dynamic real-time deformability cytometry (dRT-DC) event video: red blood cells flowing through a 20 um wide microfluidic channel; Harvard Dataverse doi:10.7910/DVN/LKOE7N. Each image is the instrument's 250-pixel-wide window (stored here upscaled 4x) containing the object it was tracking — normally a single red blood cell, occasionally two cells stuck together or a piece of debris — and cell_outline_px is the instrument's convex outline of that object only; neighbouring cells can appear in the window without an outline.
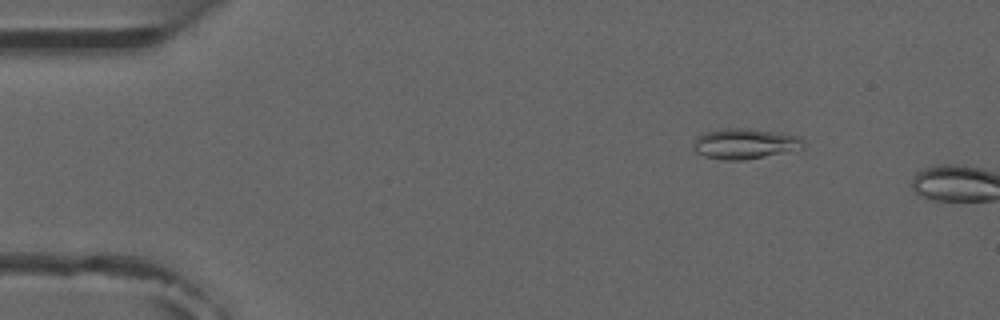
{"species": "common noctule bat (a hibernating species)", "species_latin": "Nyctalus noctula", "temperature_condition": "room temperature", "stored_images_in_passage": 3, "camera_frame_rate_fps": 3000, "um_per_image_px": 0.085, "animal": {"sex": "male", "forearm_length_mm": 52.5}, "frame": {"image": 1, "passage_image": 2, "time_ms": 1.333, "image_size_px": [1000, 320], "cell_outline_px": [[804, 148], [764, 156], [740, 160], [724, 160], [704, 156], [696, 152], [692, 148], [692, 144], [696, 136], [704, 132], [724, 128], [748, 128], [800, 136], [804, 140]], "centroid_in_image_um": [63.27, 12.2], "position_along_channel_um": 21.7, "area_um2": 19.54}}